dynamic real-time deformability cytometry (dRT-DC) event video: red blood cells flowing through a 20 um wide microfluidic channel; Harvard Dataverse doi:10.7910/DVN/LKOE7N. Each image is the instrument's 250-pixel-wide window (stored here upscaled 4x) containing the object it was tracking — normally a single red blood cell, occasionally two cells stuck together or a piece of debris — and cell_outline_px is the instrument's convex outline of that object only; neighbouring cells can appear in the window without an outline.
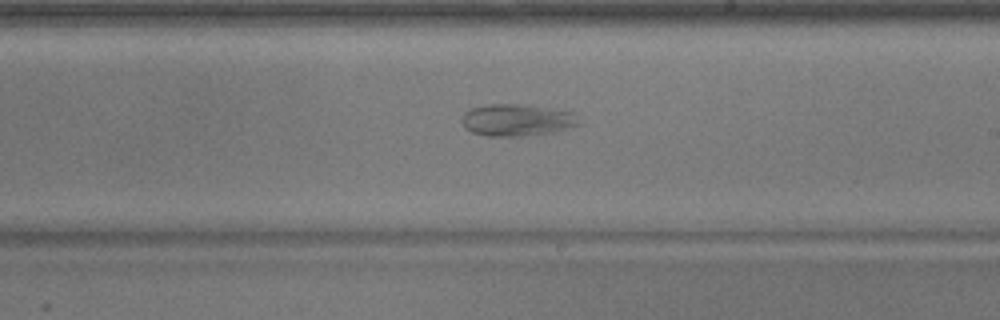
{"species": "common noctule bat (a hibernating species)", "species_latin": "Nyctalus noctula", "temperature_condition": "warm", "stored_images_in_passage": 46, "camera_frame_rate_fps": 3000, "um_per_image_px": 0.085, "animal": {"sex": "male", "body_mass_g": 17.9}, "frame": {"image": 1, "passage_image": 24, "time_ms": 7.667, "image_size_px": [1000, 320], "cell_outline_px": [[580, 124], [568, 128], [552, 132], [520, 136], [488, 136], [472, 132], [464, 124], [464, 112], [472, 108], [488, 104], [520, 104], [552, 108], [576, 112]], "centroid_in_image_um": [44.0, 10.19], "position_along_channel_um": 245.0, "area_um2": 21.62}}
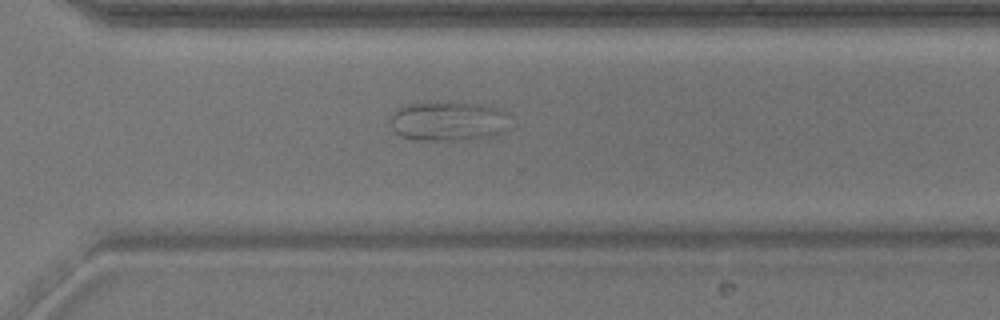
{"frame": {"image": 2, "passage_image": 31, "time_ms": 10.0, "image_size_px": [1000, 320], "cell_outline_px": [[508, 116], [500, 132], [496, 136], [472, 140], [416, 140], [400, 136], [392, 128], [388, 120], [392, 112], [396, 108], [408, 104], [480, 104], [496, 108], [508, 112]], "centroid_in_image_um": [38.04, 10.34], "position_along_channel_um": 332.6, "area_um2": 27.17}}
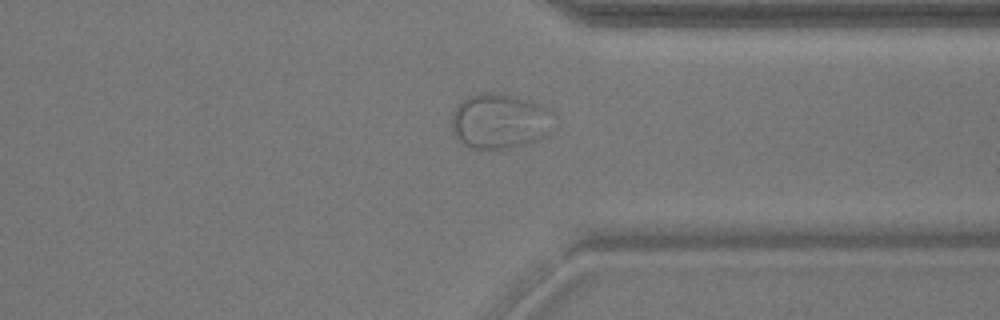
{"frame": {"image": 3, "passage_image": 34, "time_ms": 11.0, "image_size_px": [1000, 320], "cell_outline_px": [[552, 132], [548, 136], [524, 144], [508, 148], [472, 148], [464, 144], [456, 136], [452, 128], [452, 112], [468, 96], [484, 92], [488, 92], [520, 96], [532, 100], [548, 108], [552, 112]], "centroid_in_image_um": [42.53, 10.28], "position_along_channel_um": 368.9, "area_um2": 32.89}}